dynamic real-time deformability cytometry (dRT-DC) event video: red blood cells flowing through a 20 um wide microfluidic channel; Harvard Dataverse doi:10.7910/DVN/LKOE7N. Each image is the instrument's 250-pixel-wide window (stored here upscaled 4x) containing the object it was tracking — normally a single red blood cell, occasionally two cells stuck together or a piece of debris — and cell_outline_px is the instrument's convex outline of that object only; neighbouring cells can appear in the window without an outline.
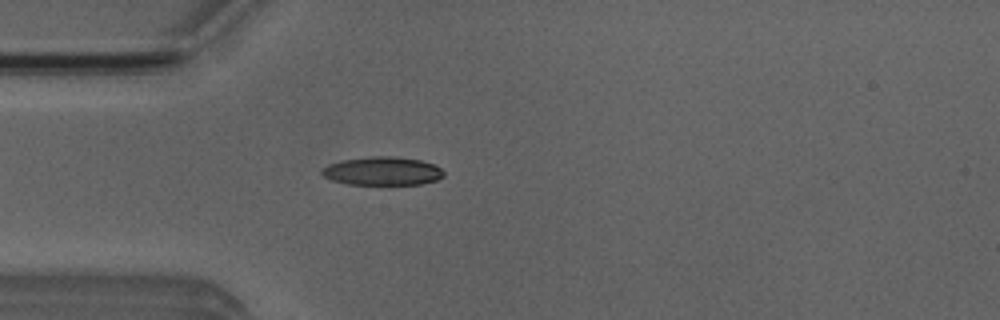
{"species": "Egyptian fruit bat (a non-hibernating species)", "species_latin": "Rousettus aegyptiacus", "temperature_condition": "room temperature", "stored_images_in_passage": 39, "camera_frame_rate_fps": 3000, "um_per_image_px": 0.085, "animal": {"sex": "male"}, "frame": {"image": 1, "passage_image": 1, "time_ms": 0.0, "image_size_px": [1000, 320], "cell_outline_px": [[444, 176], [436, 180], [420, 184], [348, 184], [332, 180], [324, 176], [320, 172], [328, 164], [344, 160], [372, 156], [392, 156], [420, 160], [432, 164], [440, 168], [444, 172]], "centroid_in_image_um": [32.51, 14.54], "position_along_channel_um": 52.5, "area_um2": 19.94}}
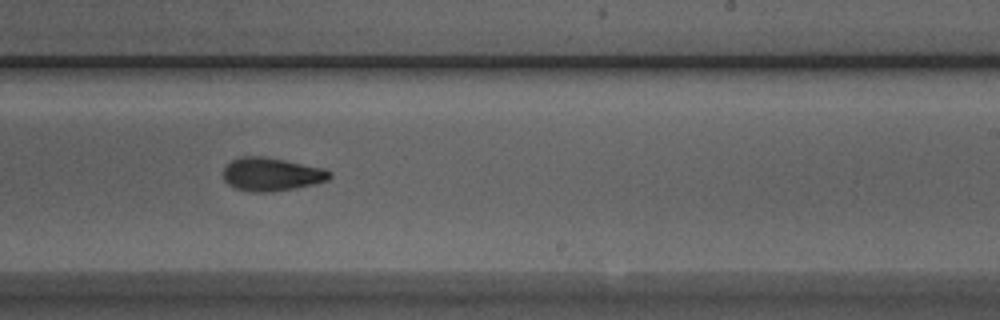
{"frame": {"image": 2, "passage_image": 18, "time_ms": 5.667, "image_size_px": [1000, 320], "cell_outline_px": [[332, 176], [328, 180], [316, 184], [272, 192], [252, 192], [236, 188], [228, 184], [224, 180], [224, 168], [232, 160], [240, 156], [264, 156], [324, 168], [332, 172]], "centroid_in_image_um": [23.1, 14.81], "position_along_channel_um": 265.9, "area_um2": 20.69}}
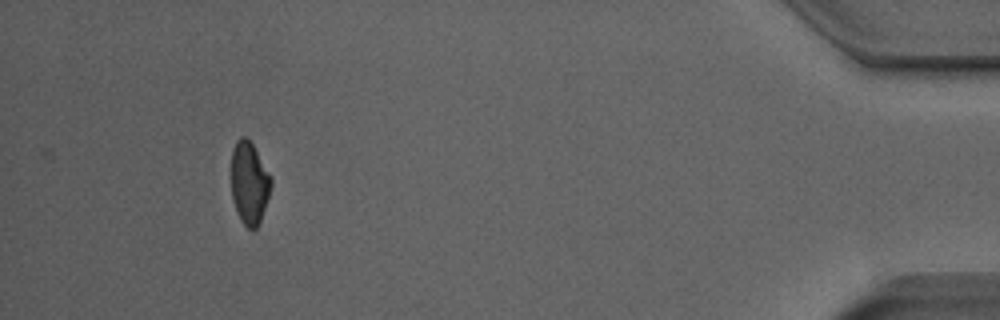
{"frame": {"image": 3, "passage_image": 35, "time_ms": 11.333, "image_size_px": [1000, 320], "cell_outline_px": [[272, 184], [260, 220], [256, 228], [252, 232], [240, 220], [232, 196], [232, 148], [236, 140], [240, 136], [244, 136], [252, 144], [272, 176]], "centroid_in_image_um": [21.19, 15.53], "position_along_channel_um": 414.0, "area_um2": 18.96}, "authors_computed_cell_mechanics": {"area_um2": 20.2878, "velocity_mm_per_s": 3.8883, "shape_relaxation_time_tau1_ms": 5.6381, "shape_relaxation_time_tau2_ms": 2.8739, "deformation_change_tau1": 0.1994, "deformation_change_tau2": 0.0938}}